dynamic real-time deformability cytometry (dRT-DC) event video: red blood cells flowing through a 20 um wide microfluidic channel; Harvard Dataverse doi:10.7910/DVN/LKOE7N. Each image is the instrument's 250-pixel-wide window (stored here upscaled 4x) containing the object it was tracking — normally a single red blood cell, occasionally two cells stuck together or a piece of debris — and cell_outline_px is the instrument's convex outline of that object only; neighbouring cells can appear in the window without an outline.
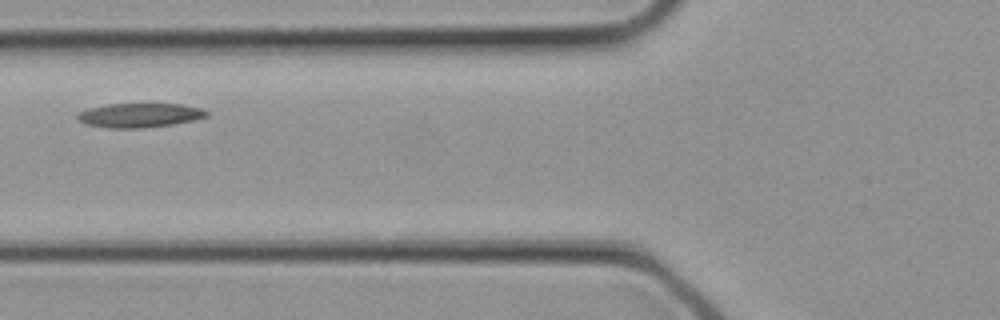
{"species": "common noctule bat (a hibernating species)", "species_latin": "Nyctalus noctula", "temperature_condition": "cold", "stored_images_in_passage": 2, "camera_frame_rate_fps": 3000, "um_per_image_px": 0.085, "animal": {"sex": "female", "body_mass_g": 21.9}, "frame": {"image": 1, "passage_image": 2, "time_ms": 0.333, "image_size_px": [1000, 320], "cell_outline_px": [[208, 116], [192, 120], [172, 124], [144, 128], [108, 128], [88, 124], [80, 120], [76, 116], [76, 112], [88, 108], [108, 104], [180, 104], [200, 108], [208, 112]], "centroid_in_image_um": [11.83, 9.79], "position_along_channel_um": 114.0, "area_um2": 18.09}}